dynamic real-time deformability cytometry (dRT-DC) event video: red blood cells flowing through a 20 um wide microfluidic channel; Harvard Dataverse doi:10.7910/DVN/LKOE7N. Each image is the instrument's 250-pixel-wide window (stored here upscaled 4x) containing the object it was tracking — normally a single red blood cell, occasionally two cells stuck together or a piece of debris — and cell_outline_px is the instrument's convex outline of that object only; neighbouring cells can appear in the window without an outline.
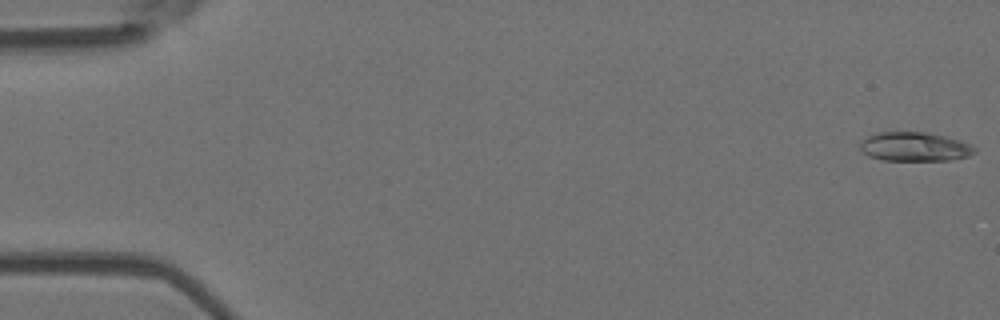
{"species": "Egyptian fruit bat (a non-hibernating species)", "species_latin": "Rousettus aegyptiacus", "temperature_condition": "room temperature", "stored_images_in_passage": 35, "camera_frame_rate_fps": 3000, "um_per_image_px": 0.085, "animal": {"sex": "female"}, "frame": {"image": 1, "passage_image": 1, "time_ms": 0.0, "image_size_px": [1000, 320], "cell_outline_px": [[976, 152], [968, 156], [952, 160], [880, 160], [868, 156], [860, 148], [860, 140], [876, 132], [928, 132], [960, 140], [972, 144], [976, 148]], "centroid_in_image_um": [77.75, 12.47], "position_along_channel_um": 7.3, "area_um2": 19.59}}
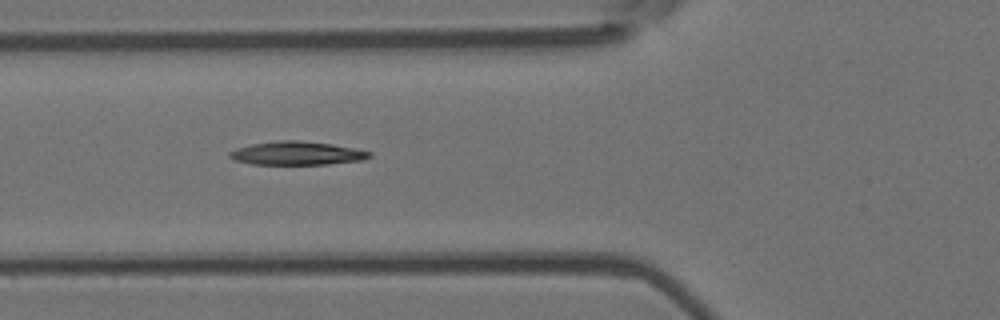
{"frame": {"image": 2, "passage_image": 20, "time_ms": 6.333, "image_size_px": [1000, 320], "cell_outline_px": [[372, 156], [360, 160], [328, 164], [252, 164], [236, 160], [228, 156], [228, 152], [236, 148], [252, 144], [280, 140], [296, 140], [332, 144], [372, 152]], "centroid_in_image_um": [25.21, 13.02], "position_along_channel_um": 100.6, "area_um2": 18.9}}
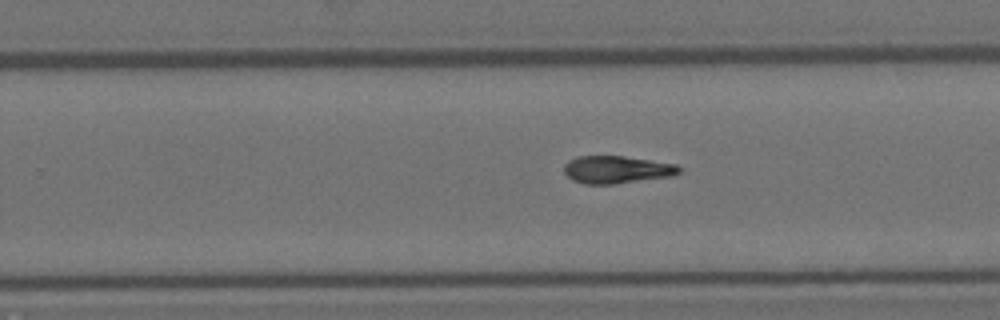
{"frame": {"image": 3, "passage_image": 34, "time_ms": 11.0, "image_size_px": [1000, 320], "cell_outline_px": [[680, 172], [672, 176], [612, 184], [584, 184], [572, 180], [564, 172], [564, 164], [568, 160], [576, 156], [624, 156], [676, 164], [680, 168]], "centroid_in_image_um": [52.38, 14.41], "position_along_channel_um": 277.4, "area_um2": 18.44}}